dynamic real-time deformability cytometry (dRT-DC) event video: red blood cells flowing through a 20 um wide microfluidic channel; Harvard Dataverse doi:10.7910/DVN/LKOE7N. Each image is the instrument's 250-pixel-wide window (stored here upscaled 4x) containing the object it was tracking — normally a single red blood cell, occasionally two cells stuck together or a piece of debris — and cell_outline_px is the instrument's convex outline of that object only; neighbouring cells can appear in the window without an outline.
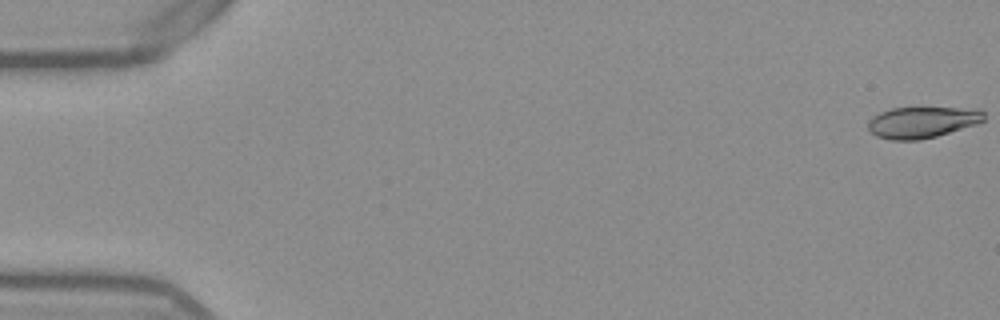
{"species": "Egyptian fruit bat (a non-hibernating species)", "species_latin": "Rousettus aegyptiacus", "temperature_condition": "warm", "stored_images_in_passage": 13, "camera_frame_rate_fps": 3000, "um_per_image_px": 0.085, "frame": {"image": 1, "passage_image": 1, "time_ms": 0.0, "image_size_px": [1000, 320], "cell_outline_px": [[984, 120], [976, 124], [936, 136], [920, 140], [892, 140], [876, 136], [868, 128], [868, 120], [872, 116], [880, 112], [892, 108], [980, 108], [984, 112]], "centroid_in_image_um": [78.38, 10.39], "position_along_channel_um": 6.6, "area_um2": 21.1}}
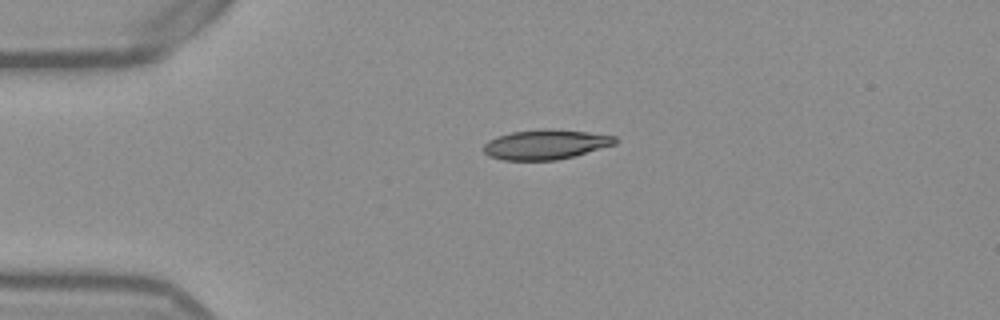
{"frame": {"image": 2, "passage_image": 13, "time_ms": 4.0, "image_size_px": [1000, 320], "cell_outline_px": [[616, 144], [572, 156], [556, 160], [504, 160], [488, 156], [484, 152], [484, 144], [488, 140], [512, 132], [588, 132], [616, 136]], "centroid_in_image_um": [46.35, 12.34], "position_along_channel_um": 38.6, "area_um2": 21.5}}